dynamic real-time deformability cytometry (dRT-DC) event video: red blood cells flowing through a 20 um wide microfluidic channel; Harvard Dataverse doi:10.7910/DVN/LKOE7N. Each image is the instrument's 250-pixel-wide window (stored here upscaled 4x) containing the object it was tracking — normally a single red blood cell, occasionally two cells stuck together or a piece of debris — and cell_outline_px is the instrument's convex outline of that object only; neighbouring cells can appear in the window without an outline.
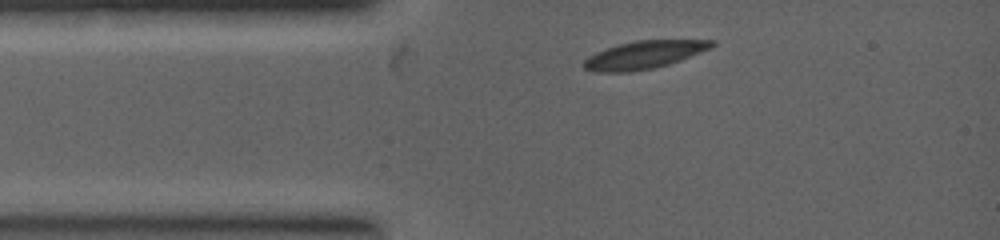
{"species": "common noctule bat (a hibernating species)", "species_latin": "Nyctalus noctula", "temperature_condition": "warm", "stored_images_in_passage": 17, "camera_frame_rate_fps": 5000, "um_per_image_px": 0.085, "animal": {"sex": "female", "body_mass_g": 19.0, "forearm_length_mm": 53.3}, "frame": {"image": 1, "passage_image": 1, "time_ms": 0.0, "image_size_px": [1000, 240], "cell_outline_px": [[716, 44], [712, 48], [668, 64], [652, 68], [624, 72], [596, 72], [584, 68], [584, 60], [588, 56], [596, 52], [620, 44], [636, 40], [712, 40]], "centroid_in_image_um": [54.75, 4.65], "position_along_channel_um": 30.3, "area_um2": 20.4}}
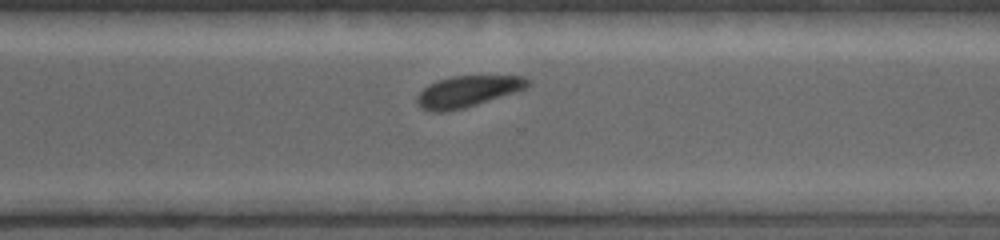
{"frame": {"image": 2, "passage_image": 13, "time_ms": 4.8, "image_size_px": [1000, 240], "cell_outline_px": [[532, 84], [528, 88], [516, 92], [476, 104], [444, 112], [432, 112], [424, 108], [416, 100], [420, 92], [428, 84], [452, 76], [528, 76], [532, 80]], "centroid_in_image_um": [39.84, 7.74], "position_along_channel_um": 330.8, "area_um2": 19.94}}
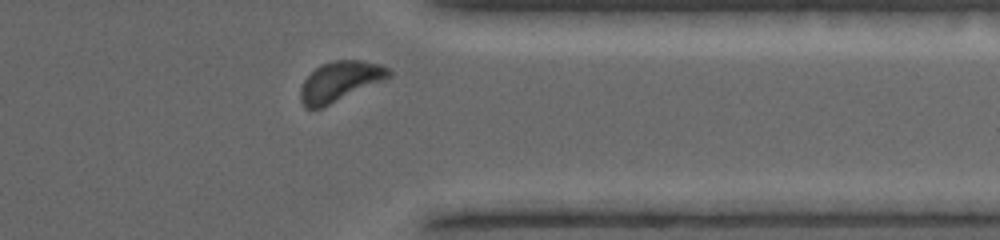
{"frame": {"image": 3, "passage_image": 16, "time_ms": 5.6, "image_size_px": [1000, 240], "cell_outline_px": [[392, 76], [384, 80], [320, 108], [308, 108], [304, 104], [300, 96], [300, 88], [304, 80], [320, 64], [332, 60], [360, 60], [380, 64], [388, 68], [392, 72]], "centroid_in_image_um": [28.91, 6.88], "position_along_channel_um": 382.5, "area_um2": 20.23}}